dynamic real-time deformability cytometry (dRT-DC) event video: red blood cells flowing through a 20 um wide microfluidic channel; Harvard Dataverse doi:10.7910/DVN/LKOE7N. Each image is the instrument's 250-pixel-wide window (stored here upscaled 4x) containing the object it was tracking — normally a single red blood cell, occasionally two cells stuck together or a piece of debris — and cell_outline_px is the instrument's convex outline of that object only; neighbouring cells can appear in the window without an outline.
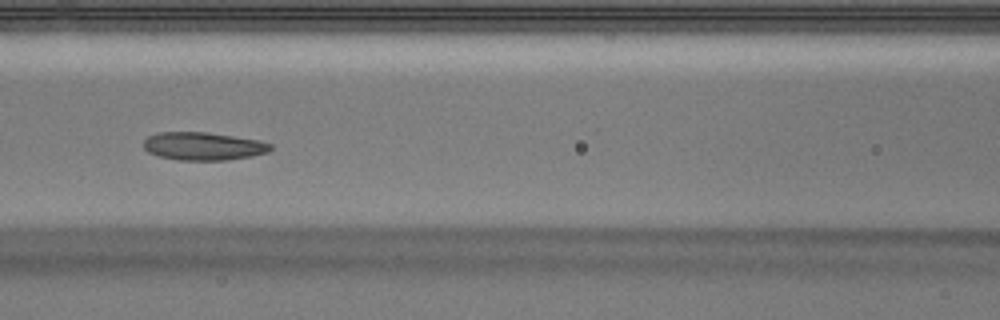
{"species": "Egyptian fruit bat (a non-hibernating species)", "species_latin": "Rousettus aegyptiacus", "temperature_condition": "warm", "stored_images_in_passage": 43, "camera_frame_rate_fps": 3000, "um_per_image_px": 0.085, "animal": {"sex": "male"}, "frame": {"image": 1, "passage_image": 14, "time_ms": 4.333, "image_size_px": [1000, 320], "cell_outline_px": [[272, 148], [268, 152], [252, 156], [228, 160], [176, 160], [160, 156], [148, 152], [144, 148], [144, 140], [148, 136], [156, 132], [208, 132], [260, 140], [272, 144]], "centroid_in_image_um": [17.29, 12.42], "position_along_channel_um": 149.3, "area_um2": 20.87}}
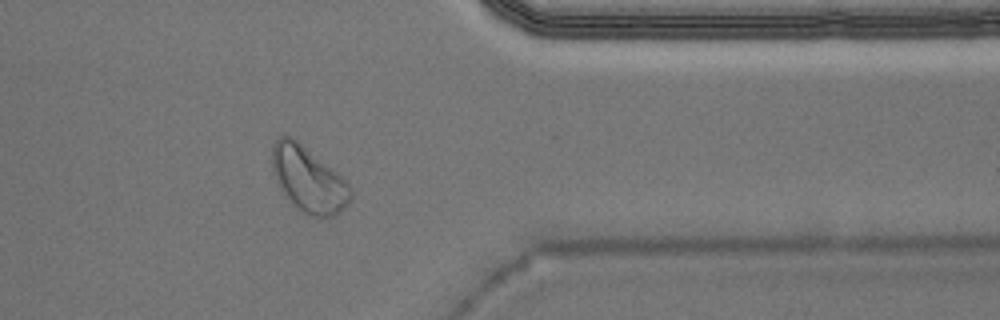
{"frame": {"image": 2, "passage_image": 33, "time_ms": 10.667, "image_size_px": [1000, 320], "cell_outline_px": [[352, 196], [348, 204], [336, 216], [312, 216], [300, 212], [296, 208], [280, 188], [276, 180], [272, 168], [272, 144], [280, 136], [292, 136], [336, 172], [348, 184], [352, 192]], "centroid_in_image_um": [26.2, 15.26], "position_along_channel_um": 385.2, "area_um2": 29.59}}
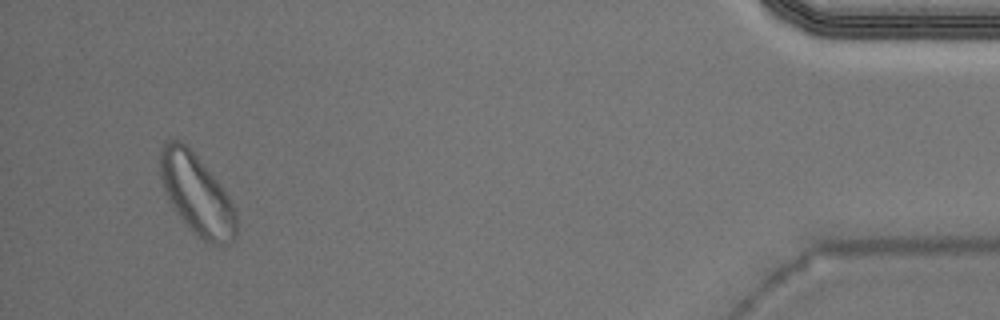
{"frame": {"image": 3, "passage_image": 40, "time_ms": 13.0, "image_size_px": [1000, 320], "cell_outline_px": [[236, 236], [228, 244], [208, 244], [192, 232], [172, 208], [168, 200], [160, 176], [160, 148], [168, 140], [180, 140], [196, 156], [220, 184], [228, 196], [236, 212]], "centroid_in_image_um": [16.71, 16.56], "position_along_channel_um": 418.5, "area_um2": 35.37}, "authors_computed_cell_mechanics": {"area_um2": 22.0796, "velocity_mm_per_s": 3.9041, "shape_relaxation_time_tau1_ms": 6.7933, "shape_relaxation_time_tau2_ms": 5.2906, "deformation_change_tau1": 0.1358, "deformation_change_tau2": 0.1165}}